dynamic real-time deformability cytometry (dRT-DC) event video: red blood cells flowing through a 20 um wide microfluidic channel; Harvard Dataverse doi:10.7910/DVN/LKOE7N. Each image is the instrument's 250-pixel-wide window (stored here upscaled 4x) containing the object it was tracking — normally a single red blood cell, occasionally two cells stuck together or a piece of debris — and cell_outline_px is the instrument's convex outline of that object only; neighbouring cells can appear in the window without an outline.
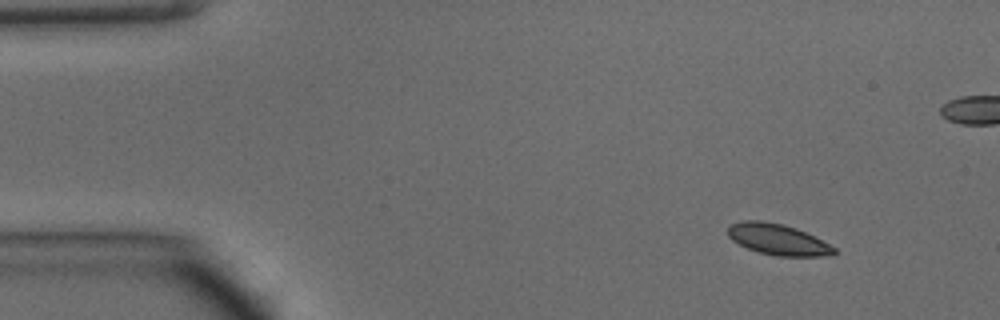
{"species": "common noctule bat (a hibernating species)", "species_latin": "Nyctalus noctula", "temperature_condition": "warm", "stored_images_in_passage": 45, "camera_frame_rate_fps": 3000, "um_per_image_px": 0.085, "animal": {"sex": "male", "body_mass_g": 15.6}, "frame": {"image": 1, "passage_image": 1, "time_ms": 0.0, "image_size_px": [1000, 320], "cell_outline_px": [[836, 252], [832, 256], [776, 256], [760, 252], [748, 248], [732, 240], [728, 236], [728, 224], [744, 220], [760, 220], [784, 224], [796, 228], [836, 248]], "centroid_in_image_um": [66.09, 20.35], "position_along_channel_um": 18.9, "area_um2": 19.07}}
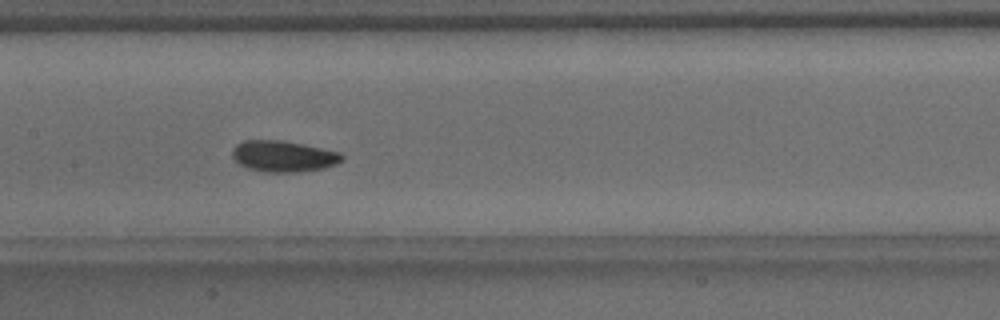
{"frame": {"image": 2, "passage_image": 19, "time_ms": 6.0, "image_size_px": [1000, 320], "cell_outline_px": [[344, 160], [336, 164], [324, 168], [300, 172], [264, 172], [248, 168], [240, 164], [232, 156], [232, 148], [236, 144], [244, 140], [280, 140], [304, 144], [340, 152], [344, 156]], "centroid_in_image_um": [24.1, 13.28], "position_along_channel_um": 183.3, "area_um2": 20.06}}
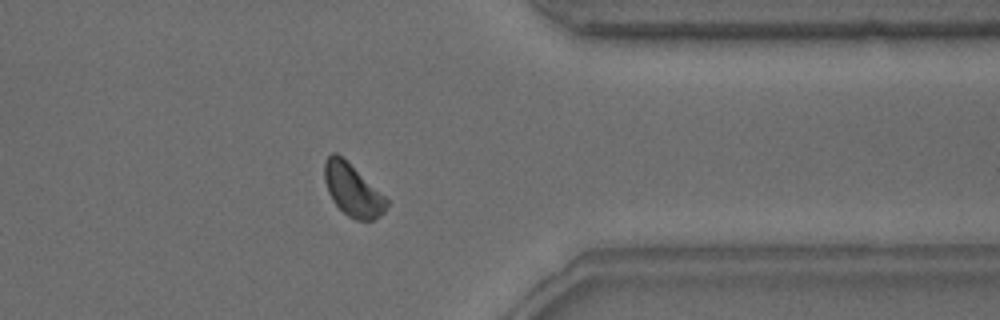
{"frame": {"image": 3, "passage_image": 34, "time_ms": 11.0, "image_size_px": [1000, 320], "cell_outline_px": [[388, 204], [384, 212], [380, 216], [372, 220], [356, 220], [348, 216], [332, 200], [328, 192], [324, 180], [324, 160], [332, 152], [336, 152], [384, 196], [388, 200]], "centroid_in_image_um": [29.94, 16.17], "position_along_channel_um": 381.5, "area_um2": 18.44}, "authors_computed_cell_mechanics": {"area_um2": 19.1318, "velocity_mm_per_s": 4.1881, "shape_relaxation_time_tau1_ms": 1.6887, "shape_relaxation_time_tau2_ms": 7.2709, "deformation_change_tau1": 0.05, "deformation_change_tau2": 0.0698}}